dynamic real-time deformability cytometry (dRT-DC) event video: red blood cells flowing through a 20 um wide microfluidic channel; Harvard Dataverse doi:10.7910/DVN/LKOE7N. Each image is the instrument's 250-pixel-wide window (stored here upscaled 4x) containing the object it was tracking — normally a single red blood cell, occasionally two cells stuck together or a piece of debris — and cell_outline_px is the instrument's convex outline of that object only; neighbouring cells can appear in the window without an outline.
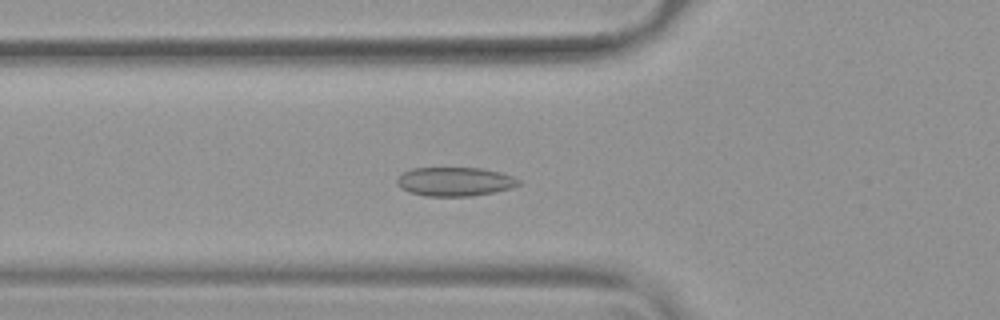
{"species": "common noctule bat (a hibernating species)", "species_latin": "Nyctalus noctula", "temperature_condition": "warm", "stored_images_in_passage": 54, "camera_frame_rate_fps": 3000, "um_per_image_px": 0.085, "animal": {"sex": "female", "body_mass_g": 19.9}, "frame": {"image": 1, "passage_image": 20, "time_ms": 6.333, "image_size_px": [1000, 320], "cell_outline_px": [[524, 184], [512, 188], [496, 192], [468, 196], [424, 196], [408, 192], [400, 188], [396, 184], [396, 180], [404, 172], [412, 168], [484, 168], [500, 172], [512, 176], [520, 180]], "centroid_in_image_um": [38.69, 15.44], "position_along_channel_um": 87.1, "area_um2": 20.75}}
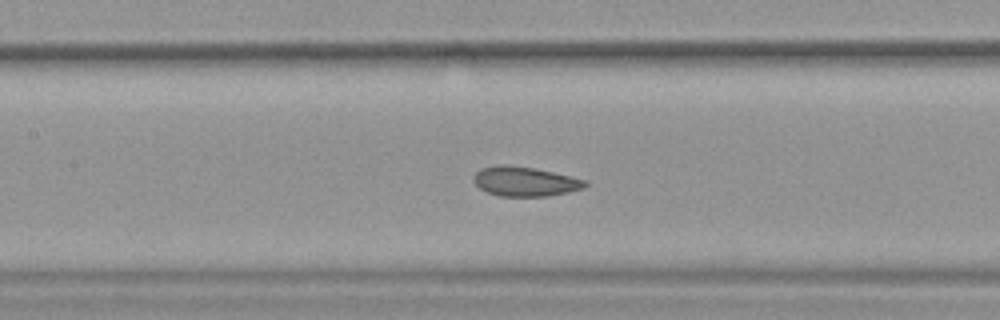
{"frame": {"image": 2, "passage_image": 26, "time_ms": 8.333, "image_size_px": [1000, 320], "cell_outline_px": [[588, 184], [584, 188], [568, 192], [548, 196], [500, 196], [488, 192], [480, 188], [472, 180], [476, 172], [480, 168], [500, 164], [504, 164], [536, 168], [572, 176], [588, 180]], "centroid_in_image_um": [44.65, 15.41], "position_along_channel_um": 162.8, "area_um2": 19.36}}
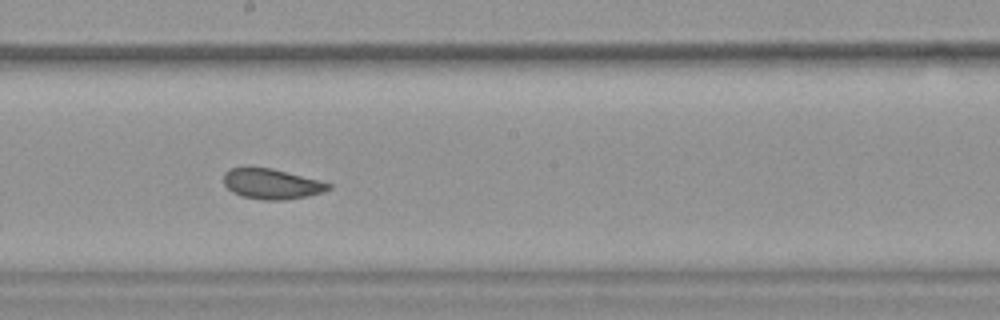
{"frame": {"image": 3, "passage_image": 31, "time_ms": 10.0, "image_size_px": [1000, 320], "cell_outline_px": [[332, 188], [324, 192], [308, 196], [284, 200], [264, 200], [244, 196], [232, 192], [224, 184], [224, 172], [228, 168], [244, 164], [248, 164], [272, 168], [320, 180], [332, 184]], "centroid_in_image_um": [23.06, 15.58], "position_along_channel_um": 225.1, "area_um2": 19.19}, "authors_computed_cell_mechanics": {"area_um2": 20.2878, "velocity_mm_per_s": 3.7642, "shape_relaxation_time_tau1_ms": 6.6488, "shape_relaxation_time_tau2_ms": 1.3282, "deformation_change_tau1": 0.1177, "deformation_change_tau2": 0.0707}}